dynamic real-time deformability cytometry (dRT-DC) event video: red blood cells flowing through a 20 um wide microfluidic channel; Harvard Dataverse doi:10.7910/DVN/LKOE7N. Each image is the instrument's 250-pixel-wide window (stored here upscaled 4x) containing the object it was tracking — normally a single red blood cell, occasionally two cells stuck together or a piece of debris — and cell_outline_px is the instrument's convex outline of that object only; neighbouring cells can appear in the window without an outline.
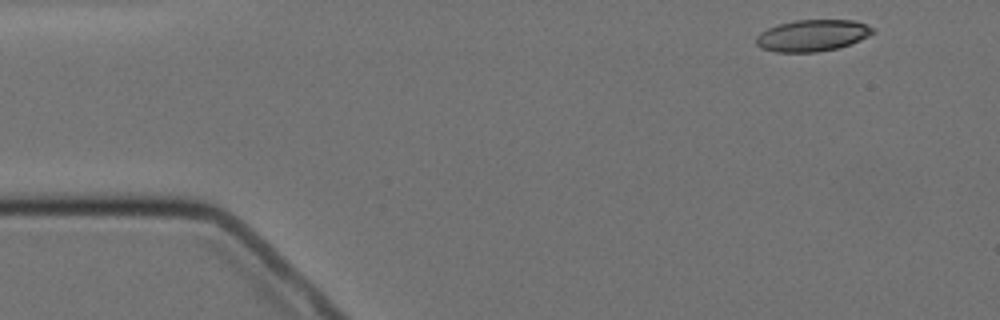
{"species": "Egyptian fruit bat (a non-hibernating species)", "species_latin": "Rousettus aegyptiacus", "temperature_condition": "cold", "stored_images_in_passage": 4, "camera_frame_rate_fps": 3000, "um_per_image_px": 0.085, "animal": {"sex": "female"}, "frame": {"image": 1, "passage_image": 1, "time_ms": 0.0, "image_size_px": [1000, 320], "cell_outline_px": [[876, 32], [860, 40], [840, 48], [816, 52], [776, 52], [760, 48], [756, 44], [756, 36], [760, 32], [768, 28], [780, 24], [796, 20], [856, 20], [876, 28]], "centroid_in_image_um": [69.08, 3.02], "position_along_channel_um": 15.9, "area_um2": 21.68}}